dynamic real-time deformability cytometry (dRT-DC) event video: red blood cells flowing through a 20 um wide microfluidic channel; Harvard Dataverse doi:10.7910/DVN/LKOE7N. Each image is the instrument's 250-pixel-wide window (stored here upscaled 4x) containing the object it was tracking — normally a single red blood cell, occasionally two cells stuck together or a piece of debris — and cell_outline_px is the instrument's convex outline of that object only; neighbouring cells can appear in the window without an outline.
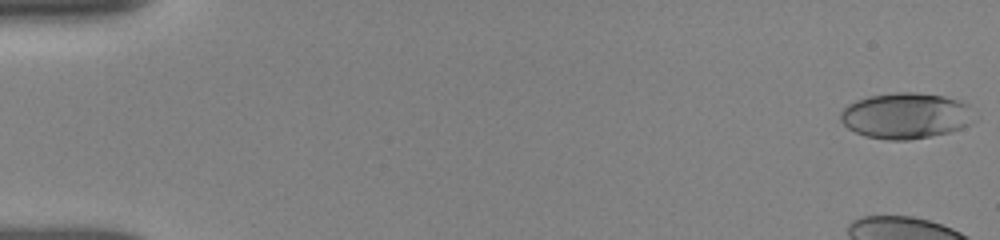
{"species": "human", "species_latin": "Homo sapiens", "temperature_condition": "room temperature", "stored_images_in_passage": 31, "camera_frame_rate_fps": 3000, "um_per_image_px": 0.085, "donor": {"sex": "female"}, "frame": {"image": 1, "passage_image": 1, "time_ms": 0.0, "image_size_px": [1000, 240], "cell_outline_px": [[980, 116], [968, 124], [960, 128], [948, 132], [908, 140], [888, 140], [864, 136], [848, 128], [840, 120], [840, 112], [848, 104], [856, 100], [868, 96], [896, 92], [916, 92], [944, 96], [968, 104]], "centroid_in_image_um": [77.02, 9.83], "position_along_channel_um": 8.0, "area_um2": 36.01}}